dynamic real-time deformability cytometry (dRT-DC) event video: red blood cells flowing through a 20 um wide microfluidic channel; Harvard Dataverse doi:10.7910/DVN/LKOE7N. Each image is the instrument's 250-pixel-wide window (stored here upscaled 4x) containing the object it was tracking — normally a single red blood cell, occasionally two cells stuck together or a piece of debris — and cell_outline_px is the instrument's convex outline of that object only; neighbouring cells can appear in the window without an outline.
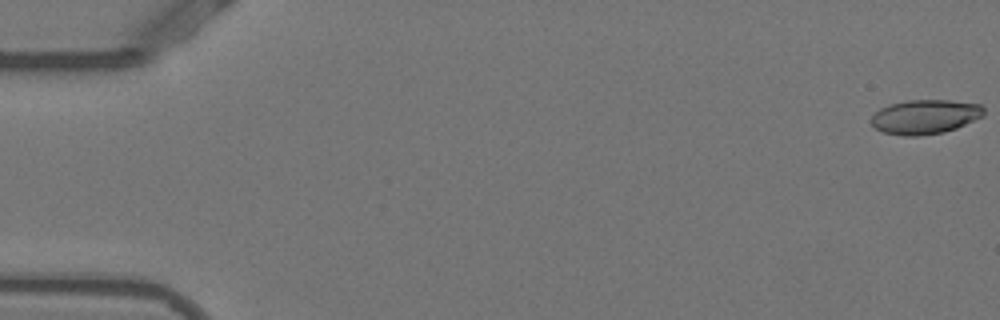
{"species": "Egyptian fruit bat (a non-hibernating species)", "species_latin": "Rousettus aegyptiacus", "temperature_condition": "warm", "stored_images_in_passage": 53, "camera_frame_rate_fps": 3000, "um_per_image_px": 0.085, "animal": {"sex": "female"}, "frame": {"image": 1, "passage_image": 1, "time_ms": 0.0, "image_size_px": [1000, 320], "cell_outline_px": [[984, 116], [956, 128], [944, 132], [916, 136], [904, 136], [884, 132], [876, 128], [872, 124], [872, 116], [880, 108], [892, 104], [908, 100], [948, 100], [980, 104], [984, 108]], "centroid_in_image_um": [78.66, 9.92], "position_along_channel_um": 6.3, "area_um2": 22.37}}
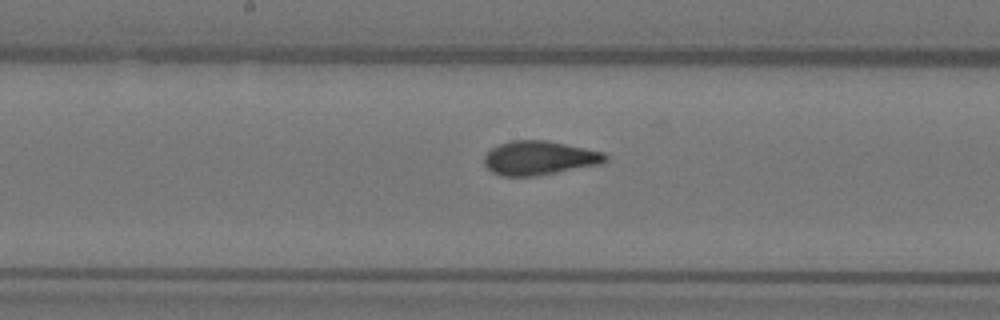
{"frame": {"image": 2, "passage_image": 28, "time_ms": 9.0, "image_size_px": [1000, 320], "cell_outline_px": [[608, 160], [604, 164], [532, 176], [500, 176], [492, 172], [484, 164], [484, 156], [492, 148], [500, 144], [512, 140], [548, 140], [604, 152], [608, 156]], "centroid_in_image_um": [45.87, 13.42], "position_along_channel_um": 202.3, "area_um2": 24.1}}
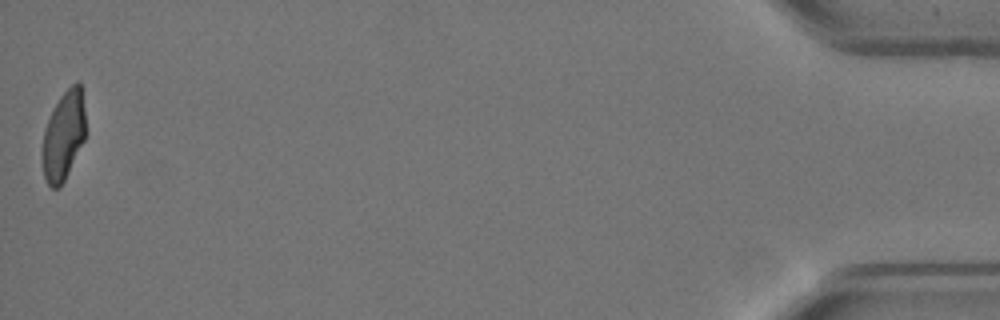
{"frame": {"image": 3, "passage_image": 53, "time_ms": 17.333, "image_size_px": [1000, 320], "cell_outline_px": [[84, 140], [60, 188], [52, 188], [48, 184], [44, 176], [40, 156], [44, 132], [48, 120], [60, 96], [76, 80], [80, 80], [84, 108]], "centroid_in_image_um": [5.38, 11.54], "position_along_channel_um": 429.8, "area_um2": 22.31}, "authors_computed_cell_mechanics": {"area_um2": 23.7558, "velocity_mm_per_s": 3.8652, "shape_relaxation_time_tau1_ms": 6.8545, "shape_relaxation_time_tau2_ms": 0.7824, "deformation_change_tau1": 0.2293, "deformation_change_tau2": 0.0576}}